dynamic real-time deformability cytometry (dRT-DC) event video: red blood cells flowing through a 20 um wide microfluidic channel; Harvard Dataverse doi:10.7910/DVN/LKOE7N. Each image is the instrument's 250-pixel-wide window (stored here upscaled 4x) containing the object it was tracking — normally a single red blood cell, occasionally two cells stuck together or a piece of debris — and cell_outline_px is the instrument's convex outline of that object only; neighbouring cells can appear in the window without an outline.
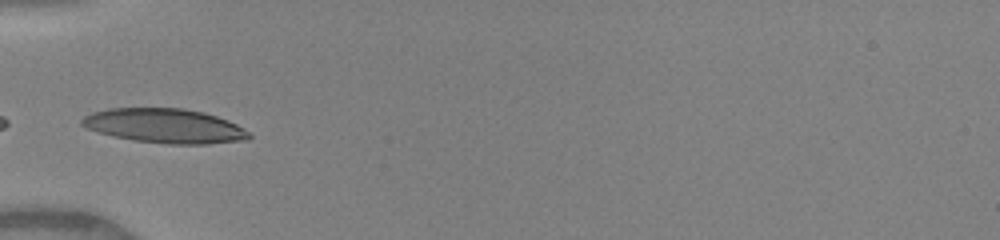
{"species": "human", "species_latin": "Homo sapiens", "temperature_condition": "warm", "stored_images_in_passage": 3, "camera_frame_rate_fps": 3000, "um_per_image_px": 0.085, "donor": {"sex": "female"}, "frame": {"image": 1, "passage_image": 1, "time_ms": 0.0, "image_size_px": [1000, 240], "cell_outline_px": [[252, 136], [248, 140], [208, 144], [168, 144], [136, 140], [116, 136], [84, 128], [80, 124], [80, 120], [84, 116], [92, 112], [108, 108], [184, 108], [204, 112], [228, 120], [244, 128]], "centroid_in_image_um": [14.02, 10.69], "position_along_channel_um": 71.0, "area_um2": 33.58}}